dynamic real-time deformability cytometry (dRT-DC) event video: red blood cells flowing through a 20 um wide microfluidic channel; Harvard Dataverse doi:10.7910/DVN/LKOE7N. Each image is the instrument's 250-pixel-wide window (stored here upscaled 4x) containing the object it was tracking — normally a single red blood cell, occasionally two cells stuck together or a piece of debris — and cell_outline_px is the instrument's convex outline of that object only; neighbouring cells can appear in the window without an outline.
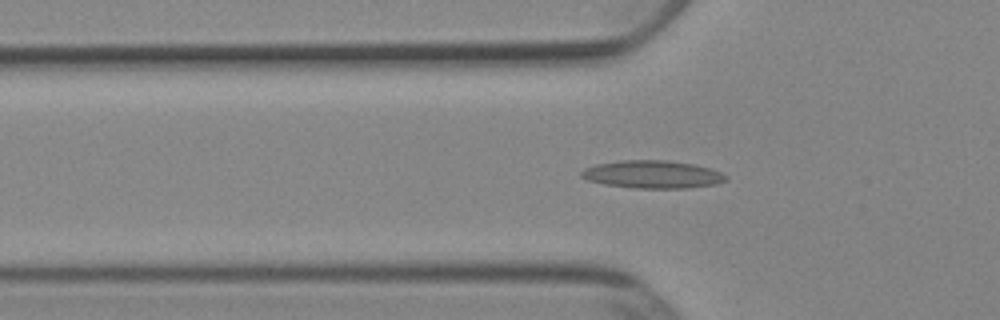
{"species": "Egyptian fruit bat (a non-hibernating species)", "species_latin": "Rousettus aegyptiacus", "temperature_condition": "cold", "stored_images_in_passage": 52, "camera_frame_rate_fps": 3000, "um_per_image_px": 0.085, "animal": {"sex": "female"}, "frame": {"image": 1, "passage_image": 16, "time_ms": 5.0, "image_size_px": [1000, 320], "cell_outline_px": [[728, 180], [716, 184], [688, 188], [636, 188], [604, 184], [588, 180], [580, 176], [580, 172], [584, 168], [596, 164], [620, 160], [668, 160], [692, 164], [712, 168], [728, 176]], "centroid_in_image_um": [55.48, 14.82], "position_along_channel_um": 70.3, "area_um2": 23.52}}
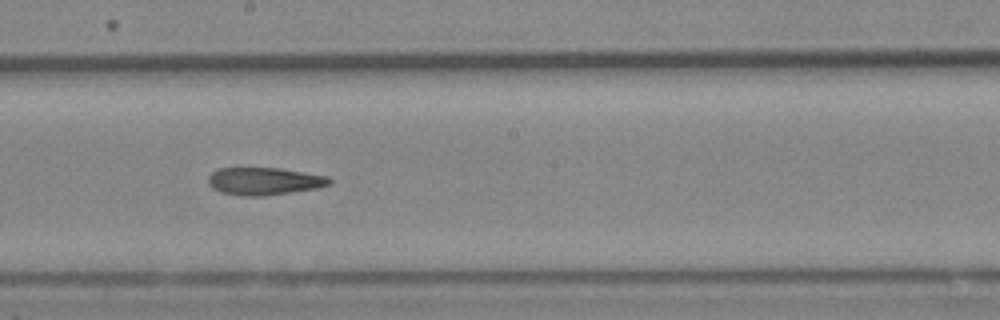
{"frame": {"image": 2, "passage_image": 28, "time_ms": 9.0, "image_size_px": [1000, 320], "cell_outline_px": [[332, 184], [316, 188], [264, 196], [244, 196], [220, 192], [212, 188], [208, 184], [208, 176], [212, 172], [220, 168], [280, 168], [328, 176], [332, 180]], "centroid_in_image_um": [22.45, 15.4], "position_along_channel_um": 225.7, "area_um2": 19.48}}
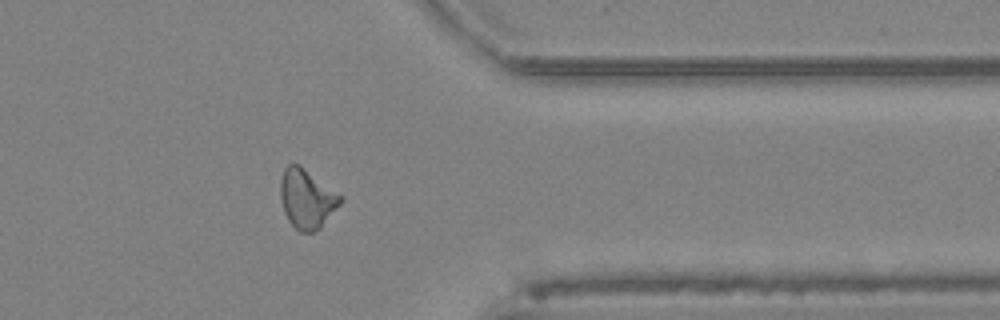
{"frame": {"image": 3, "passage_image": 41, "time_ms": 13.333, "image_size_px": [1000, 320], "cell_outline_px": [[344, 200], [320, 228], [312, 232], [300, 232], [288, 220], [284, 212], [280, 196], [280, 180], [284, 168], [288, 164], [300, 164], [344, 196]], "centroid_in_image_um": [26.1, 16.87], "position_along_channel_um": 385.3, "area_um2": 20.98}}